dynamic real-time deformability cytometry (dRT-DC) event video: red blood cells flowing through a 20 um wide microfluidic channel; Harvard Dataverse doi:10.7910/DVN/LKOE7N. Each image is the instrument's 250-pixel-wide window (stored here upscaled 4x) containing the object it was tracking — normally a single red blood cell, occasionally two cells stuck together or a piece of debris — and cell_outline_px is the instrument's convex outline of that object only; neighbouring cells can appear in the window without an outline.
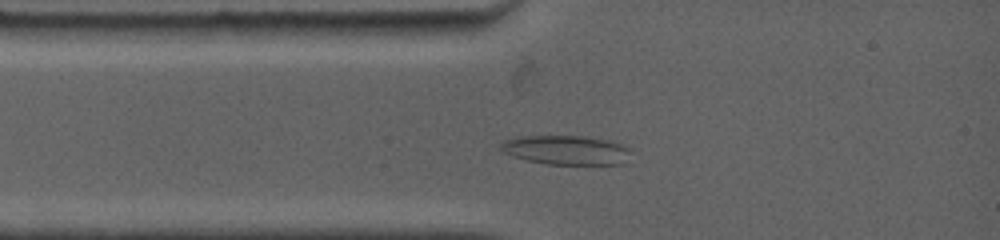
{"species": "common noctule bat (a hibernating species)", "species_latin": "Nyctalus noctula", "temperature_condition": "warm", "stored_images_in_passage": 17, "camera_frame_rate_fps": 4500, "um_per_image_px": 0.085, "animal": {"sex": "female", "body_mass_g": 19.0, "forearm_length_mm": 53.3}, "frame": {"image": 1, "passage_image": 9, "time_ms": 1.778, "image_size_px": [1000, 240], "cell_outline_px": [[628, 164], [548, 164], [528, 160], [512, 156], [504, 152], [500, 148], [500, 144], [504, 140], [520, 136], [584, 136], [604, 140], [620, 144], [628, 148]], "centroid_in_image_um": [48.1, 12.76], "position_along_channel_um": 36.9, "area_um2": 21.96}}
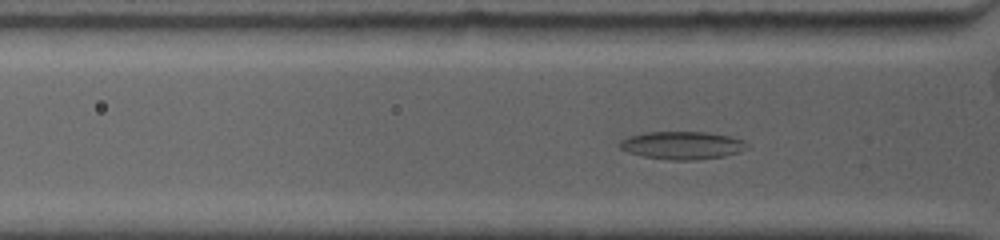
{"frame": {"image": 2, "passage_image": 13, "time_ms": 2.667, "image_size_px": [1000, 240], "cell_outline_px": [[748, 148], [740, 152], [724, 156], [696, 160], [672, 160], [644, 156], [628, 152], [620, 148], [620, 140], [628, 136], [644, 132], [704, 132], [728, 136], [744, 140], [748, 144]], "centroid_in_image_um": [58.0, 12.35], "position_along_channel_um": 67.8, "area_um2": 20.63}}
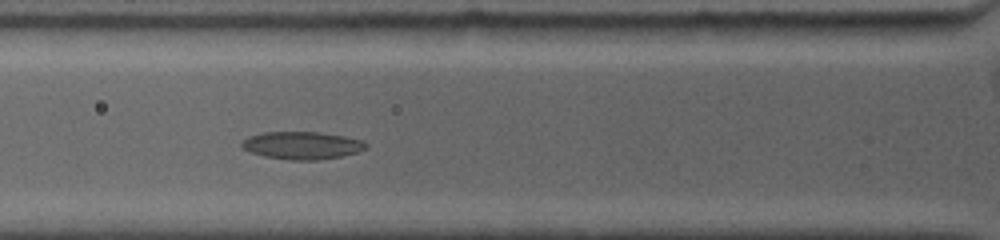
{"frame": {"image": 3, "passage_image": 17, "time_ms": 3.556, "image_size_px": [1000, 240], "cell_outline_px": [[368, 148], [356, 152], [340, 156], [316, 160], [292, 160], [264, 156], [252, 152], [244, 148], [240, 144], [248, 136], [264, 132], [320, 132], [364, 140], [368, 144]], "centroid_in_image_um": [25.7, 12.35], "position_along_channel_um": 100.1, "area_um2": 19.83}}